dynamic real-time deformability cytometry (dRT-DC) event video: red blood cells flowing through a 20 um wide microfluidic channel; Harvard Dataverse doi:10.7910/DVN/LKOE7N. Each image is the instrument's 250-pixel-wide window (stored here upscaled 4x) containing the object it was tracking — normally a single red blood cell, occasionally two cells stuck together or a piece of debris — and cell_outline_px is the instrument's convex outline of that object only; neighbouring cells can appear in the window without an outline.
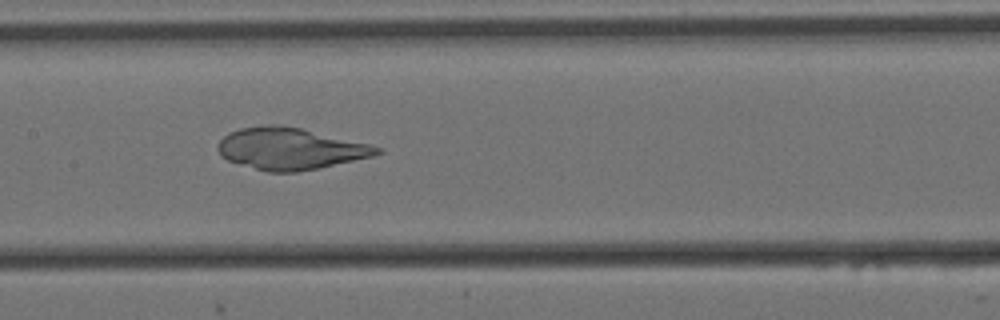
{"species": "Egyptian fruit bat (a non-hibernating species)", "species_latin": "Rousettus aegyptiacus", "temperature_condition": "cold", "stored_images_in_passage": 57, "camera_frame_rate_fps": 3000, "um_per_image_px": 0.085, "animal": {"sex": "female"}, "frame": {"image": 1, "passage_image": 27, "time_ms": 8.667, "image_size_px": [1000, 320], "cell_outline_px": [[384, 152], [372, 156], [316, 168], [296, 172], [268, 172], [228, 160], [220, 156], [216, 148], [220, 140], [228, 132], [240, 128], [268, 124], [280, 124], [300, 128], [372, 144], [380, 148]], "centroid_in_image_um": [24.64, 12.62], "position_along_channel_um": 182.8, "area_um2": 38.49}}
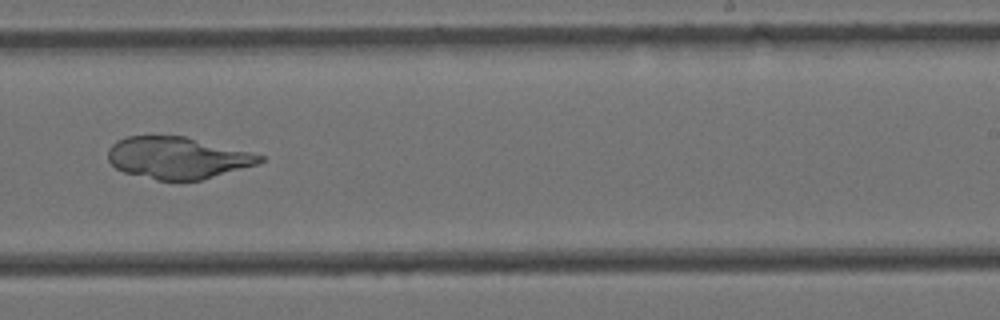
{"frame": {"image": 2, "passage_image": 35, "time_ms": 11.333, "image_size_px": [1000, 320], "cell_outline_px": [[264, 160], [256, 164], [200, 180], [156, 180], [124, 172], [116, 168], [108, 160], [108, 148], [116, 140], [128, 136], [184, 136], [264, 156]], "centroid_in_image_um": [15.02, 13.41], "position_along_channel_um": 274.0, "area_um2": 36.47}}
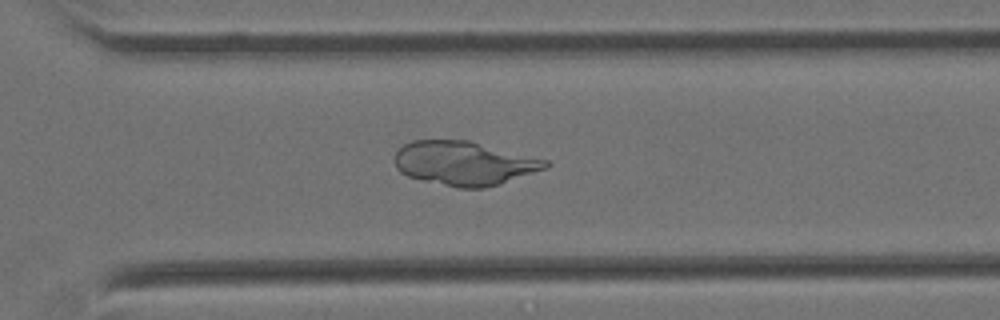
{"frame": {"image": 3, "passage_image": 40, "time_ms": 13.0, "image_size_px": [1000, 320], "cell_outline_px": [[552, 164], [548, 168], [500, 184], [484, 188], [456, 188], [408, 176], [400, 172], [396, 168], [396, 152], [404, 144], [412, 140], [468, 140], [548, 160]], "centroid_in_image_um": [39.49, 13.88], "position_along_channel_um": 331.1, "area_um2": 38.67}}